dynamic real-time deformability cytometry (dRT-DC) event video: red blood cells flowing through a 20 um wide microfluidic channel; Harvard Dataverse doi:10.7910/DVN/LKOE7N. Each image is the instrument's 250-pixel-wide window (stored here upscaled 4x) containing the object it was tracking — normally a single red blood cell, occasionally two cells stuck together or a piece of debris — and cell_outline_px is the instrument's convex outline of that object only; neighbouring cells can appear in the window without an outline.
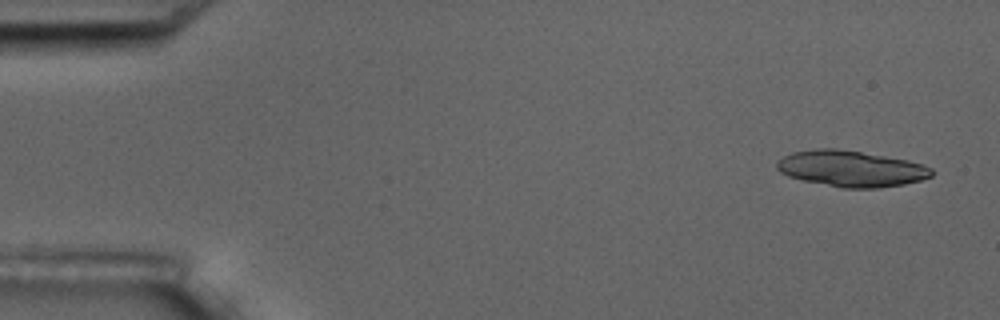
{"species": "common noctule bat (a hibernating species)", "species_latin": "Nyctalus noctula", "temperature_condition": "room temperature", "stored_images_in_passage": 5, "camera_frame_rate_fps": 3000, "um_per_image_px": 0.085, "animal": {"sex": "male", "body_mass_g": 17.5, "forearm_length_mm": 52.3}, "frame": {"image": 1, "passage_image": 1, "time_ms": 0.0, "image_size_px": [1000, 320], "cell_outline_px": [[936, 172], [932, 176], [920, 180], [904, 184], [880, 188], [840, 188], [804, 180], [788, 176], [780, 172], [776, 168], [776, 164], [784, 156], [792, 152], [816, 148], [836, 148], [908, 160], [932, 168]], "centroid_in_image_um": [72.35, 14.34], "position_along_channel_um": 12.6, "area_um2": 32.48}}